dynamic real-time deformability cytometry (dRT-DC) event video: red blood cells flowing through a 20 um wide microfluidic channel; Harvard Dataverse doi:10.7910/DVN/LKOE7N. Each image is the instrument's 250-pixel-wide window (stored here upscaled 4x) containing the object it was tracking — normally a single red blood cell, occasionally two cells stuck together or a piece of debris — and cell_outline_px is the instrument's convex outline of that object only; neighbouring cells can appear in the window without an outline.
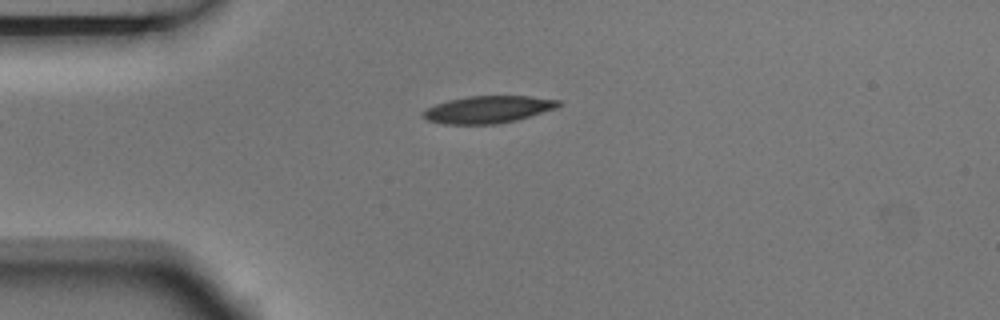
{"species": "Egyptian fruit bat (a non-hibernating species)", "species_latin": "Rousettus aegyptiacus", "temperature_condition": "room temperature", "stored_images_in_passage": 4, "camera_frame_rate_fps": 3000, "um_per_image_px": 0.085, "animal": {"sex": "male"}, "frame": {"image": 1, "passage_image": 4, "time_ms": 1.0, "image_size_px": [1000, 320], "cell_outline_px": [[560, 104], [556, 108], [516, 120], [496, 124], [444, 124], [428, 120], [420, 116], [420, 112], [436, 104], [448, 100], [468, 96], [528, 96], [560, 100]], "centroid_in_image_um": [41.44, 9.31], "position_along_channel_um": 43.6, "area_um2": 21.39}}